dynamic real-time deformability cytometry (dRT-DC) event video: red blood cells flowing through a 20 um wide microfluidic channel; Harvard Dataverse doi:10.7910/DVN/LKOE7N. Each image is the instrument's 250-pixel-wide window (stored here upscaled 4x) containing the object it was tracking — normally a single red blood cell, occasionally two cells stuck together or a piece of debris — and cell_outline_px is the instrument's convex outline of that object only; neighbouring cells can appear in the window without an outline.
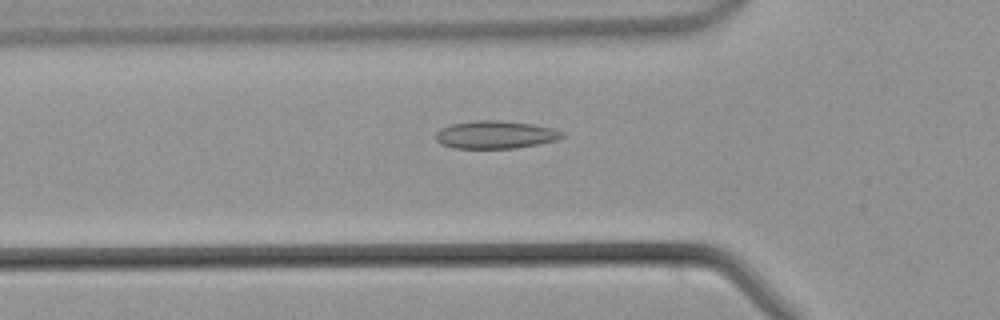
{"species": "common noctule bat (a hibernating species)", "species_latin": "Nyctalus noctula", "temperature_condition": "warm", "stored_images_in_passage": 44, "camera_frame_rate_fps": 3000, "um_per_image_px": 0.085, "animal": {"sex": "male", "body_mass_g": 21.5, "forearm_length_mm": 52.0}, "frame": {"image": 1, "passage_image": 14, "time_ms": 4.333, "image_size_px": [1000, 320], "cell_outline_px": [[564, 136], [556, 140], [516, 148], [452, 148], [440, 144], [436, 140], [436, 132], [440, 128], [452, 124], [476, 120], [500, 120], [532, 124], [552, 128], [564, 132]], "centroid_in_image_um": [42.08, 11.45], "position_along_channel_um": 83.7, "area_um2": 20.46}}
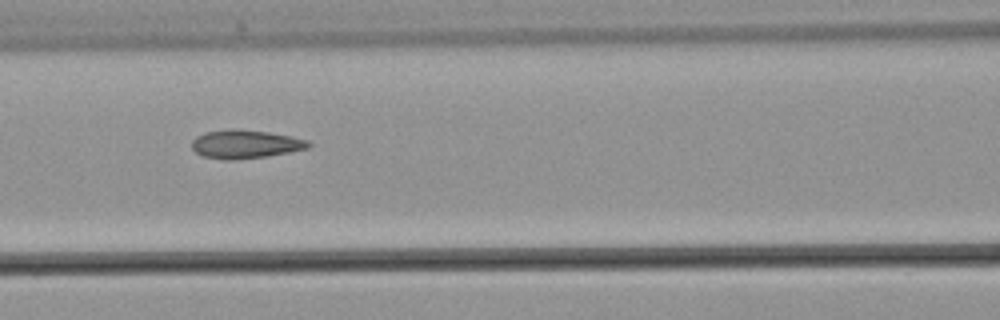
{"frame": {"image": 2, "passage_image": 18, "time_ms": 5.667, "image_size_px": [1000, 320], "cell_outline_px": [[312, 144], [308, 148], [268, 156], [232, 160], [224, 160], [204, 156], [196, 152], [192, 148], [192, 140], [196, 136], [204, 132], [232, 128], [268, 132], [292, 136], [308, 140]], "centroid_in_image_um": [20.85, 12.24], "position_along_channel_um": 145.8, "area_um2": 19.42}}
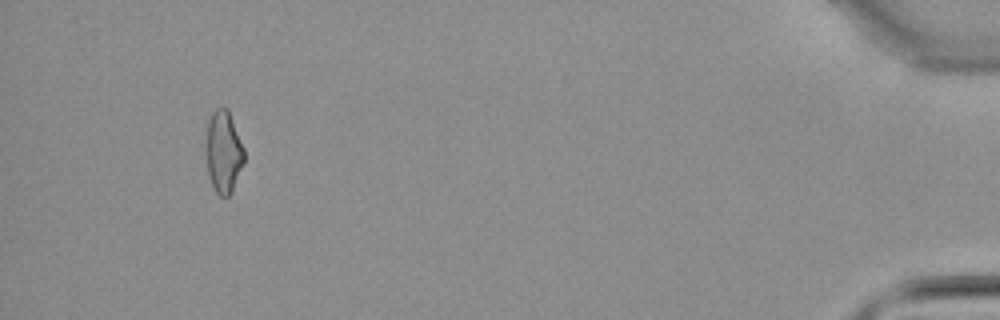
{"frame": {"image": 3, "passage_image": 41, "time_ms": 13.333, "image_size_px": [1000, 320], "cell_outline_px": [[244, 160], [232, 192], [228, 196], [220, 196], [216, 192], [208, 176], [208, 120], [212, 112], [216, 108], [228, 108], [244, 148]], "centroid_in_image_um": [19.03, 12.9], "position_along_channel_um": 416.2, "area_um2": 17.74}}